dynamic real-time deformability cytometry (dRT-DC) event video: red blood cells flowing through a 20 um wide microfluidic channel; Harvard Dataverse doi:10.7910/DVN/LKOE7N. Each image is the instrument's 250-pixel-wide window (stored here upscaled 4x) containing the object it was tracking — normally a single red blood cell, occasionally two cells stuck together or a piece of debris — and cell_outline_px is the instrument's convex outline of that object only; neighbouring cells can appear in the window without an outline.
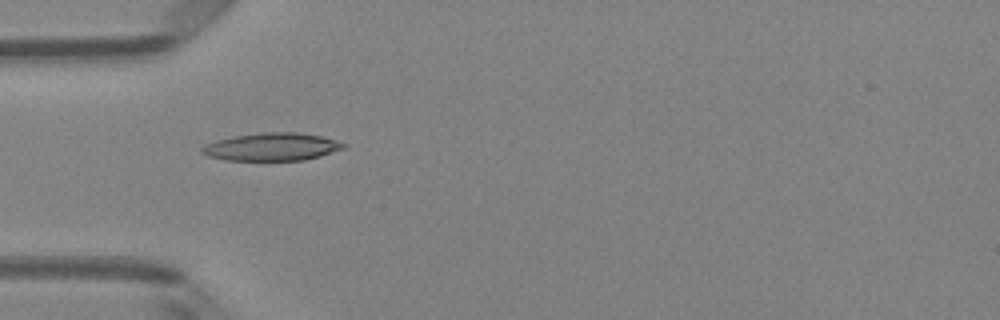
{"species": "Egyptian fruit bat (a non-hibernating species)", "species_latin": "Rousettus aegyptiacus", "temperature_condition": "room temperature", "stored_images_in_passage": 3, "camera_frame_rate_fps": 3000, "um_per_image_px": 0.085, "animal": {"sex": "female"}, "frame": {"image": 1, "passage_image": 1, "time_ms": 0.0, "image_size_px": [1000, 320], "cell_outline_px": [[348, 144], [344, 148], [320, 156], [304, 160], [228, 160], [208, 156], [200, 152], [200, 148], [216, 140], [236, 136], [264, 132], [296, 132], [320, 136]], "centroid_in_image_um": [23.11, 12.48], "position_along_channel_um": 61.9, "area_um2": 22.66}}
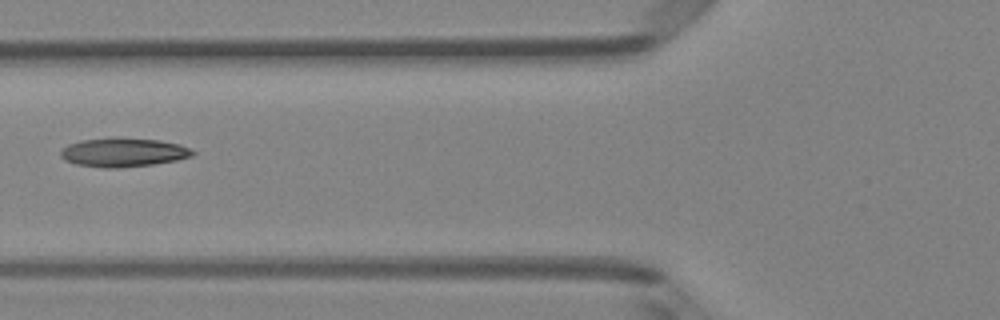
{"frame": {"image": 2, "passage_image": 2, "time_ms": 0.333, "image_size_px": [1000, 320], "cell_outline_px": [[196, 152], [192, 156], [176, 160], [152, 164], [116, 168], [104, 168], [76, 164], [64, 160], [60, 156], [60, 148], [68, 144], [80, 140], [160, 140], [180, 144]], "centroid_in_image_um": [10.45, 12.99], "position_along_channel_um": 115.3, "area_um2": 21.44}}
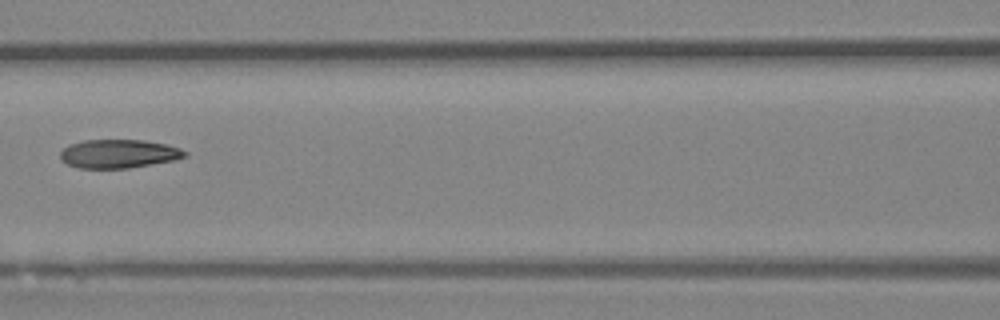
{"frame": {"image": 3, "passage_image": 3, "time_ms": 0.667, "image_size_px": [1000, 320], "cell_outline_px": [[188, 156], [176, 160], [128, 168], [80, 168], [68, 164], [60, 160], [60, 152], [68, 144], [84, 140], [144, 140], [168, 144], [180, 148], [188, 152]], "centroid_in_image_um": [10.12, 13.06], "position_along_channel_um": 156.5, "area_um2": 20.98}}